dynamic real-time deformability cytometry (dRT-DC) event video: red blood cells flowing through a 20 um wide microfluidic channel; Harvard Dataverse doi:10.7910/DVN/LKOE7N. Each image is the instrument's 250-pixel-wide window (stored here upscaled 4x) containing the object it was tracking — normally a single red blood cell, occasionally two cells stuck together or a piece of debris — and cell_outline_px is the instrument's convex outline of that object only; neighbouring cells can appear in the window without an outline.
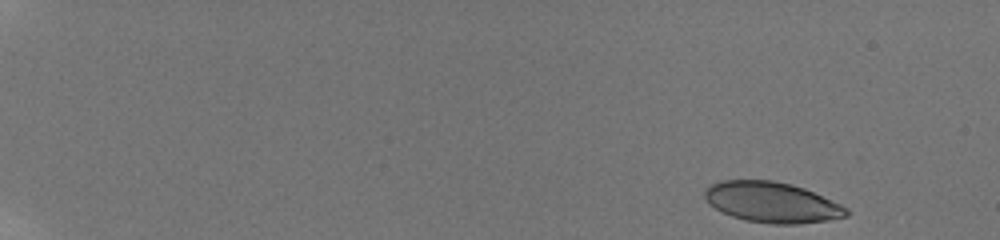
{"species": "human", "species_latin": "Homo sapiens", "temperature_condition": "room temperature", "stored_images_in_passage": 14, "camera_frame_rate_fps": 3000, "um_per_image_px": 0.085, "donor": {"sex": "male"}, "frame": {"image": 1, "passage_image": 1, "time_ms": 0.0, "image_size_px": [1000, 240], "cell_outline_px": [[852, 212], [848, 216], [828, 220], [800, 224], [772, 224], [744, 220], [732, 216], [716, 208], [704, 196], [704, 192], [712, 184], [720, 180], [772, 180], [792, 184], [804, 188], [840, 204], [848, 208]], "centroid_in_image_um": [65.66, 17.2], "position_along_channel_um": 19.3, "area_um2": 33.35}}
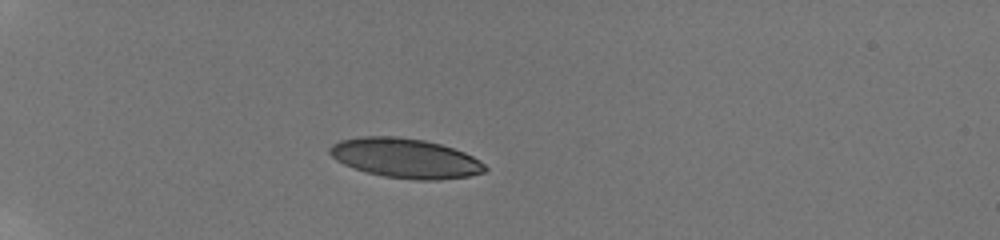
{"frame": {"image": 2, "passage_image": 8, "time_ms": 4.333, "image_size_px": [1000, 240], "cell_outline_px": [[488, 168], [484, 172], [468, 176], [440, 180], [416, 180], [384, 176], [368, 172], [344, 164], [336, 160], [328, 152], [328, 148], [332, 144], [340, 140], [364, 136], [396, 136], [424, 140], [440, 144], [464, 152], [480, 160]], "centroid_in_image_um": [34.46, 13.44], "position_along_channel_um": 50.5, "area_um2": 35.72}}
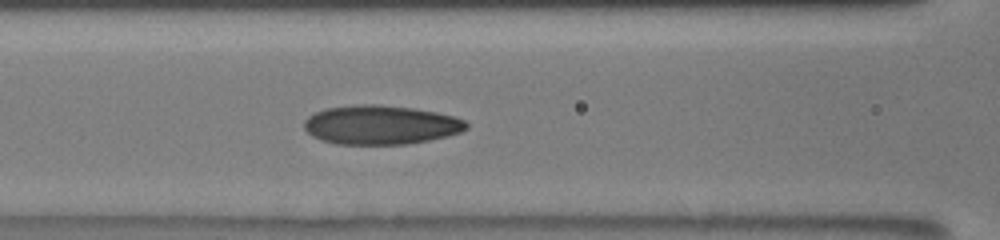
{"frame": {"image": 3, "passage_image": 14, "time_ms": 7.667, "image_size_px": [1000, 240], "cell_outline_px": [[468, 128], [460, 132], [448, 136], [408, 144], [336, 144], [320, 140], [312, 136], [304, 128], [304, 120], [308, 116], [324, 108], [360, 104], [376, 104], [412, 108], [436, 112], [452, 116], [464, 120], [468, 124]], "centroid_in_image_um": [32.33, 10.61], "position_along_channel_um": 134.3, "area_um2": 36.99}}